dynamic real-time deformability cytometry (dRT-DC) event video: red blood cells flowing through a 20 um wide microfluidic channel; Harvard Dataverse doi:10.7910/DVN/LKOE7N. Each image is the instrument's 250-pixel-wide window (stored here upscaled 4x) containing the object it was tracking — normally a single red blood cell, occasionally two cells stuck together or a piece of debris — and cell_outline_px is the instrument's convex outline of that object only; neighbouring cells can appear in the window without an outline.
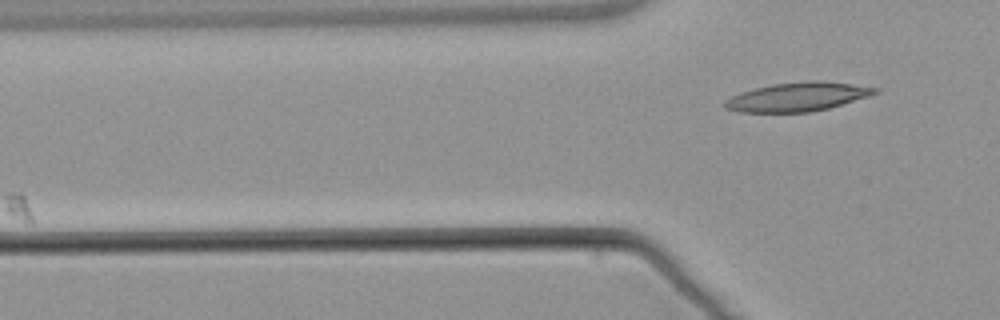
{"species": "common noctule bat (a hibernating species)", "species_latin": "Nyctalus noctula", "temperature_condition": "warm", "stored_images_in_passage": 4, "camera_frame_rate_fps": 3000, "um_per_image_px": 0.085, "animal": {"sex": "male", "body_mass_g": 21.5, "forearm_length_mm": 52.0}, "frame": {"image": 1, "passage_image": 4, "time_ms": 3.667, "image_size_px": [1000, 320], "cell_outline_px": [[876, 92], [868, 96], [828, 108], [812, 112], [740, 112], [724, 108], [720, 104], [724, 100], [740, 92], [772, 84], [812, 80], [820, 80], [852, 84], [876, 88]], "centroid_in_image_um": [67.7, 8.23], "position_along_channel_um": 58.1, "area_um2": 25.09}}